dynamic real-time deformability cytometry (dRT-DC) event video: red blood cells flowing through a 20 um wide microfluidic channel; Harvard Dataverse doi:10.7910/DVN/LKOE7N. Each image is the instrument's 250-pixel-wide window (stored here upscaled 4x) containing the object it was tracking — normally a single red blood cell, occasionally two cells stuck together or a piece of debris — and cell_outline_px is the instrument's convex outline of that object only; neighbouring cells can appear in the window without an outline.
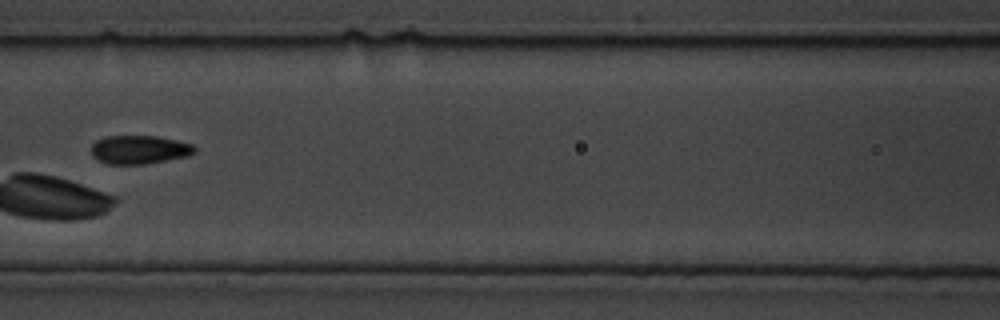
{"species": "common noctule bat (a hibernating species)", "species_latin": "Nyctalus noctula", "temperature_condition": "cold", "stored_images_in_passage": 24, "camera_frame_rate_fps": 3000, "um_per_image_px": 0.085, "animal": {"sex": "male", "body_mass_g": 19.5, "forearm_length_mm": 54.6}, "frame": {"image": 1, "passage_image": 11, "time_ms": 3.333, "image_size_px": [1000, 320], "cell_outline_px": [[196, 152], [188, 156], [144, 164], [108, 164], [92, 156], [92, 144], [96, 140], [104, 136], [156, 136], [176, 140], [192, 144], [196, 148]], "centroid_in_image_um": [11.84, 12.71], "position_along_channel_um": 154.8, "area_um2": 17.17}}